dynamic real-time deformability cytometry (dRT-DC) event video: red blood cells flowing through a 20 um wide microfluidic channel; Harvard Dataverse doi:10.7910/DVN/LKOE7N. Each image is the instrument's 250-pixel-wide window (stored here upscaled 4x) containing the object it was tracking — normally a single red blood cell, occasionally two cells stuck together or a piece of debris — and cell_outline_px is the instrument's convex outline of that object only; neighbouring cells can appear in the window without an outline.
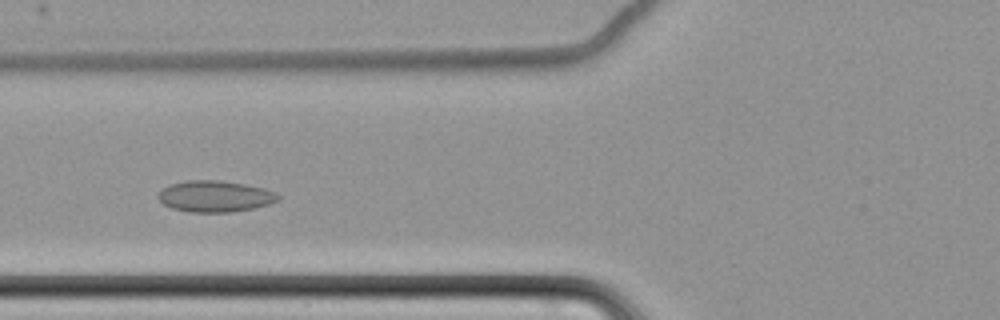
{"species": "common noctule bat (a hibernating species)", "species_latin": "Nyctalus noctula", "temperature_condition": "cold", "stored_images_in_passage": 55, "camera_frame_rate_fps": 3000, "um_per_image_px": 0.085, "animal": {"sex": "female", "body_mass_g": 22.7, "forearm_length_mm": 54.2}, "frame": {"image": 1, "passage_image": 19, "time_ms": 6.0, "image_size_px": [1000, 320], "cell_outline_px": [[280, 200], [268, 204], [252, 208], [232, 212], [188, 212], [172, 208], [164, 204], [156, 196], [168, 184], [188, 180], [220, 180], [244, 184], [264, 188], [276, 192], [280, 196]], "centroid_in_image_um": [18.28, 16.68], "position_along_channel_um": 107.5, "area_um2": 21.91}}
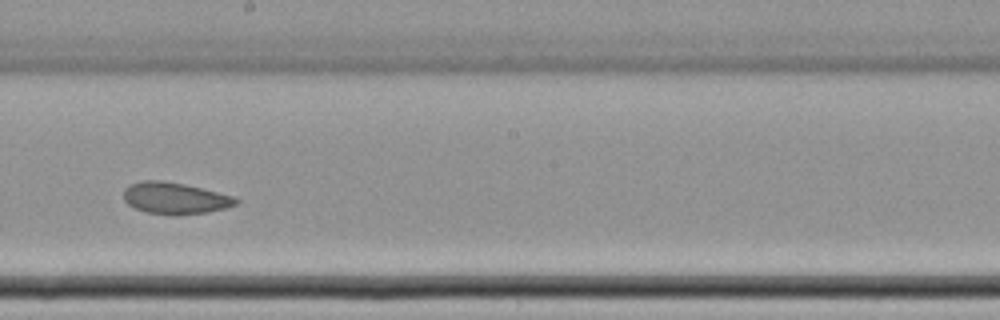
{"frame": {"image": 2, "passage_image": 30, "time_ms": 9.667, "image_size_px": [1000, 320], "cell_outline_px": [[240, 200], [236, 204], [224, 208], [208, 212], [148, 212], [136, 208], [128, 204], [124, 200], [124, 188], [140, 180], [160, 180], [184, 184], [232, 196]], "centroid_in_image_um": [14.84, 16.79], "position_along_channel_um": 233.4, "area_um2": 19.65}}
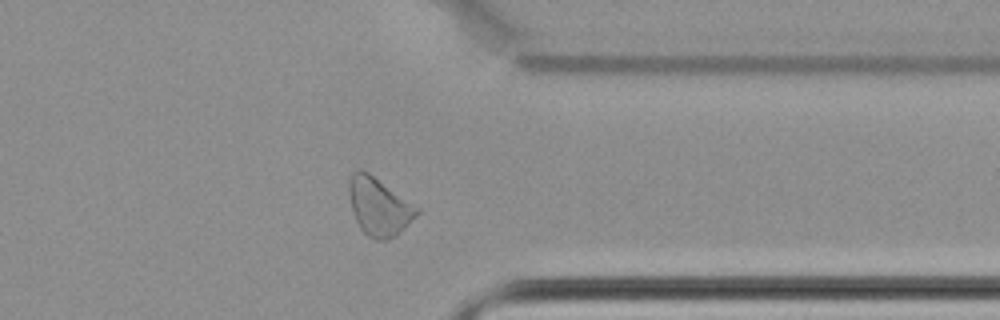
{"frame": {"image": 3, "passage_image": 43, "time_ms": 14.0, "image_size_px": [1000, 320], "cell_outline_px": [[424, 208], [396, 236], [384, 240], [376, 240], [368, 236], [360, 228], [352, 212], [348, 192], [348, 184], [352, 172], [360, 168], [368, 172]], "centroid_in_image_um": [32.25, 17.53], "position_along_channel_um": 379.2, "area_um2": 23.47}, "authors_computed_cell_mechanics": {"area_um2": 22.7154, "velocity_mm_per_s": 3.4345, "shape_relaxation_time_tau1_ms": null, "shape_relaxation_time_tau2_ms": 2.8752, "deformation_change_tau1": null, "deformation_change_tau2": 0.0661}}